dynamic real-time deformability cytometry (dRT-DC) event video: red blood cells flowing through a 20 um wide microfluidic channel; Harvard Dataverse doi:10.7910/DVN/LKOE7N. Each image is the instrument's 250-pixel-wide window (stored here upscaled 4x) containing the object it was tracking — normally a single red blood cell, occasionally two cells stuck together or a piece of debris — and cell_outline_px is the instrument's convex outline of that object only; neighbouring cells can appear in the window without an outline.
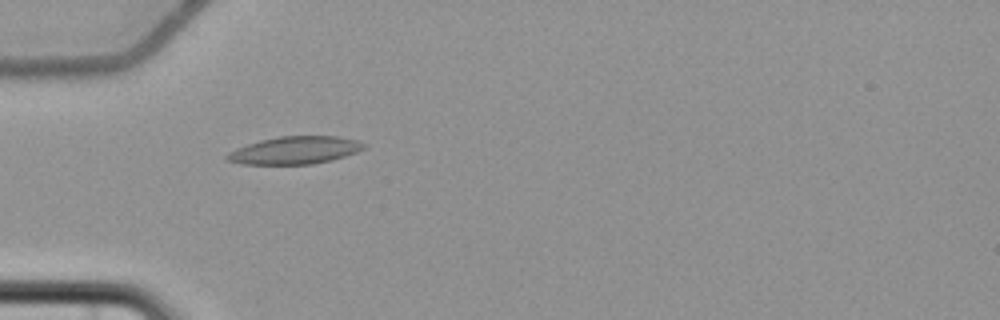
{"species": "common noctule bat (a hibernating species)", "species_latin": "Nyctalus noctula", "temperature_condition": "cold", "stored_images_in_passage": 7, "camera_frame_rate_fps": 3000, "um_per_image_px": 0.085, "animal": {"sex": "female", "body_mass_g": 22.7, "forearm_length_mm": 54.2}, "frame": {"image": 1, "passage_image": 5, "time_ms": 5.667, "image_size_px": [1000, 320], "cell_outline_px": [[368, 144], [364, 148], [356, 152], [332, 160], [312, 164], [240, 164], [224, 160], [224, 156], [228, 152], [236, 148], [260, 140], [280, 136], [336, 136], [356, 140]], "centroid_in_image_um": [25.03, 12.77], "position_along_channel_um": 60.0, "area_um2": 22.08}}
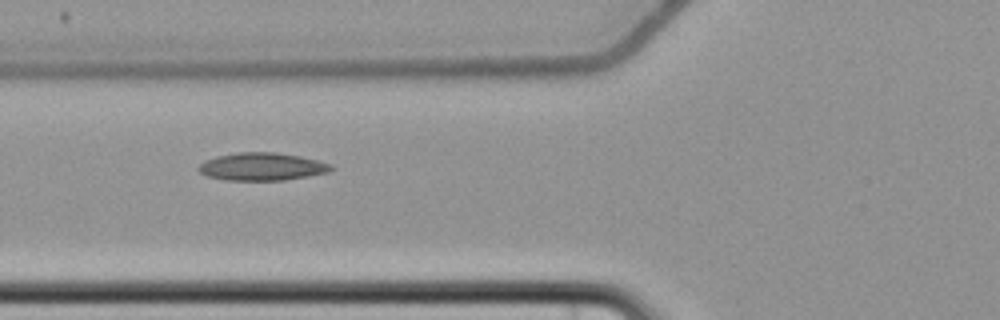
{"frame": {"image": 2, "passage_image": 6, "time_ms": 7.0, "image_size_px": [1000, 320], "cell_outline_px": [[336, 168], [328, 172], [308, 176], [284, 180], [224, 180], [208, 176], [200, 172], [196, 168], [204, 160], [216, 156], [236, 152], [276, 152], [300, 156], [332, 164]], "centroid_in_image_um": [22.26, 14.16], "position_along_channel_um": 103.5, "area_um2": 21.56}}
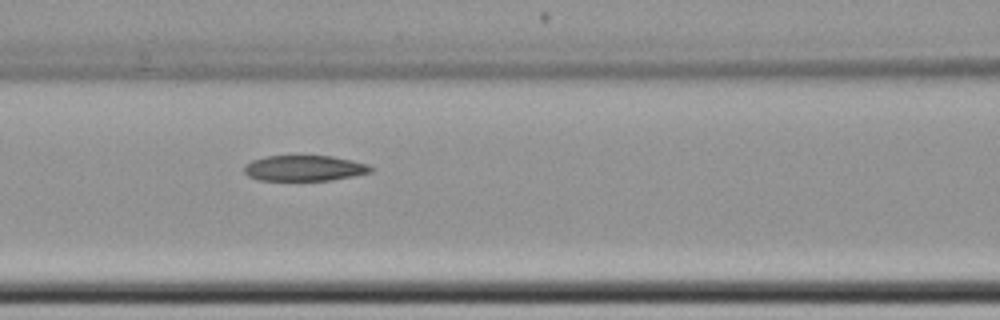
{"frame": {"image": 3, "passage_image": 7, "time_ms": 8.0, "image_size_px": [1000, 320], "cell_outline_px": [[376, 168], [372, 172], [332, 180], [256, 180], [248, 176], [244, 172], [244, 164], [252, 160], [264, 156], [332, 156], [352, 160], [368, 164]], "centroid_in_image_um": [25.87, 14.29], "position_along_channel_um": 140.7, "area_um2": 19.07}}